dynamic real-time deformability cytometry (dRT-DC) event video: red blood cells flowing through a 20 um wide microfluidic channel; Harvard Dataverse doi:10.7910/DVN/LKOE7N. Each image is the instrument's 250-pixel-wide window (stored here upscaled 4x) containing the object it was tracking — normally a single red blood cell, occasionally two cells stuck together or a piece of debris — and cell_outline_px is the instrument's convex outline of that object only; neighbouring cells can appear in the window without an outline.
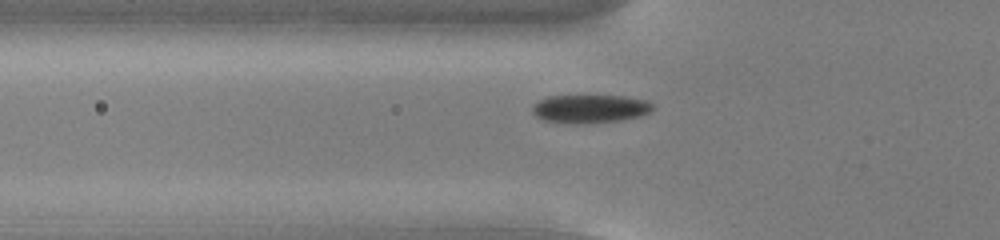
{"species": "common noctule bat (a hibernating species)", "species_latin": "Nyctalus noctula", "temperature_condition": "cold", "stored_images_in_passage": 53, "camera_frame_rate_fps": 3000, "um_per_image_px": 0.085, "animal": {"sex": "male", "body_mass_g": 13.0, "forearm_length_mm": 53.1}, "frame": {"image": 1, "passage_image": 17, "time_ms": 5.333, "image_size_px": [1000, 240], "cell_outline_px": [[652, 112], [640, 116], [620, 120], [592, 124], [572, 124], [544, 120], [536, 116], [532, 112], [532, 104], [548, 96], [624, 96], [644, 100], [652, 104]], "centroid_in_image_um": [50.13, 9.26], "position_along_channel_um": 75.7, "area_um2": 20.0}}
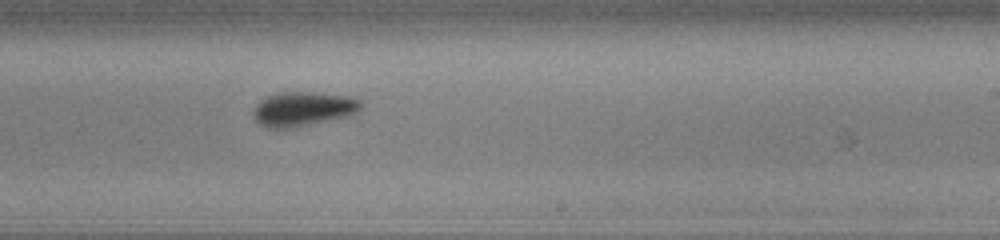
{"frame": {"image": 2, "passage_image": 32, "time_ms": 10.333, "image_size_px": [1000, 240], "cell_outline_px": [[364, 104], [356, 112], [348, 116], [288, 128], [268, 128], [260, 124], [252, 116], [252, 112], [256, 104], [260, 100], [268, 96], [280, 92], [312, 92], [348, 96], [360, 100]], "centroid_in_image_um": [25.74, 9.25], "position_along_channel_um": 263.3, "area_um2": 21.39}}
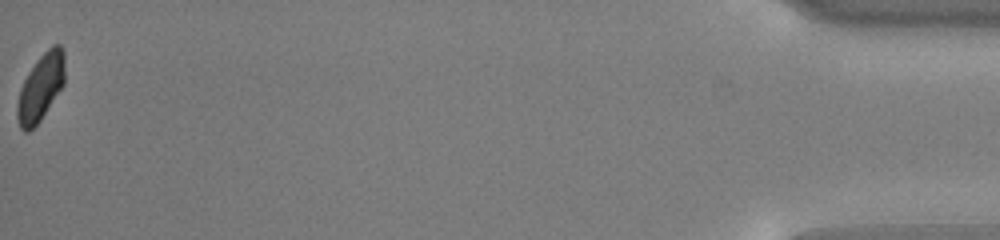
{"frame": {"image": 3, "passage_image": 53, "time_ms": 17.333, "image_size_px": [1000, 240], "cell_outline_px": [[64, 84], [40, 120], [28, 132], [24, 132], [20, 128], [16, 116], [16, 108], [20, 88], [28, 72], [36, 60], [52, 44], [60, 44], [64, 52]], "centroid_in_image_um": [3.45, 7.41], "position_along_channel_um": 431.8, "area_um2": 18.5}, "authors_computed_cell_mechanics": {"area_um2": 19.941, "velocity_mm_per_s": 3.7559, "shape_relaxation_time_tau1_ms": 2.1124, "shape_relaxation_time_tau2_ms": null, "deformation_change_tau1": 0.0848, "deformation_change_tau2": null}}